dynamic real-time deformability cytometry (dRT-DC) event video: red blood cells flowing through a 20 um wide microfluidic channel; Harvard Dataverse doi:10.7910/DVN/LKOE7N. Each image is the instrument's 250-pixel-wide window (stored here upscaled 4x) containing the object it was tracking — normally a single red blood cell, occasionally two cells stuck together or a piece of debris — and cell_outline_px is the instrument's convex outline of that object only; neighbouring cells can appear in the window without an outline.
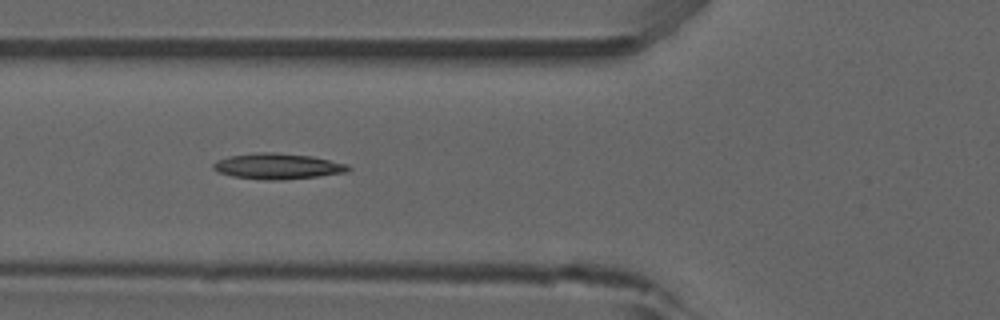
{"species": "common noctule bat (a hibernating species)", "species_latin": "Nyctalus noctula", "temperature_condition": "room temperature", "stored_images_in_passage": 5, "camera_frame_rate_fps": 3000, "um_per_image_px": 0.085, "animal": {"sex": "male", "forearm_length_mm": 52.5}, "frame": {"image": 1, "passage_image": 4, "time_ms": 4.333, "image_size_px": [1000, 320], "cell_outline_px": [[352, 168], [348, 172], [316, 176], [280, 180], [264, 180], [232, 176], [216, 172], [212, 168], [212, 164], [216, 160], [228, 156], [256, 152], [276, 152], [312, 156], [348, 164]], "centroid_in_image_um": [23.56, 14.12], "position_along_channel_um": 102.2, "area_um2": 20.46}}
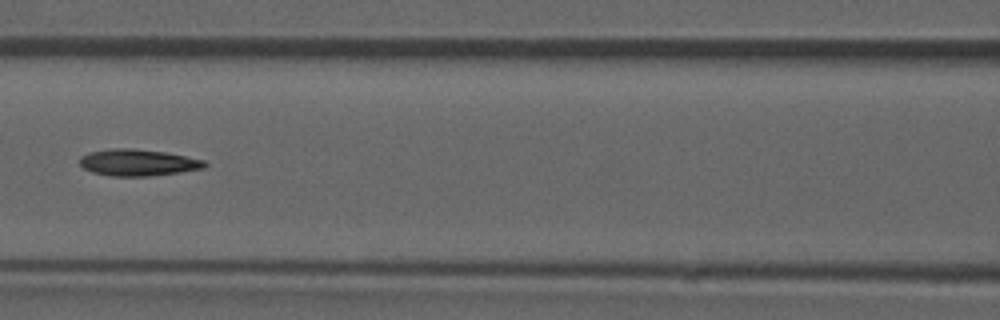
{"frame": {"image": 2, "passage_image": 5, "time_ms": 5.667, "image_size_px": [1000, 320], "cell_outline_px": [[208, 164], [204, 168], [180, 172], [148, 176], [112, 176], [92, 172], [84, 168], [80, 164], [80, 156], [88, 152], [112, 148], [132, 148], [164, 152], [204, 160]], "centroid_in_image_um": [11.7, 13.81], "position_along_channel_um": 154.9, "area_um2": 19.31}}